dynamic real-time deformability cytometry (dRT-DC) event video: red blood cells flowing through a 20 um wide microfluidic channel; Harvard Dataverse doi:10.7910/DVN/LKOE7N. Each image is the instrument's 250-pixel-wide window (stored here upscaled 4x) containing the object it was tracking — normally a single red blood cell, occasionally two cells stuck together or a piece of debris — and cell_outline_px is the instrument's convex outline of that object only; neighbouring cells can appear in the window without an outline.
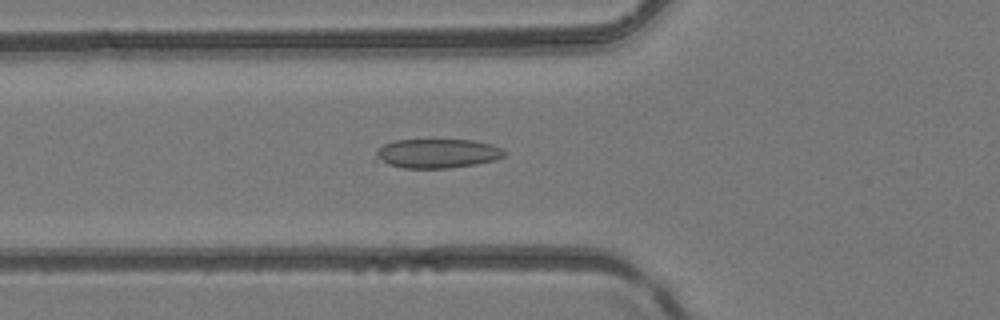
{"species": "common noctule bat (a hibernating species)", "species_latin": "Nyctalus noctula", "temperature_condition": "room temperature", "stored_images_in_passage": 51, "camera_frame_rate_fps": 3000, "um_per_image_px": 0.085, "animal": {"sex": "female", "body_mass_g": 24.6, "forearm_length_mm": 56.2}, "frame": {"image": 1, "passage_image": 19, "time_ms": 6.0, "image_size_px": [1000, 320], "cell_outline_px": [[504, 156], [496, 160], [476, 164], [448, 168], [404, 168], [388, 164], [376, 156], [376, 148], [392, 140], [472, 140], [492, 144], [504, 148]], "centroid_in_image_um": [37.2, 13.03], "position_along_channel_um": 88.6, "area_um2": 21.85}}
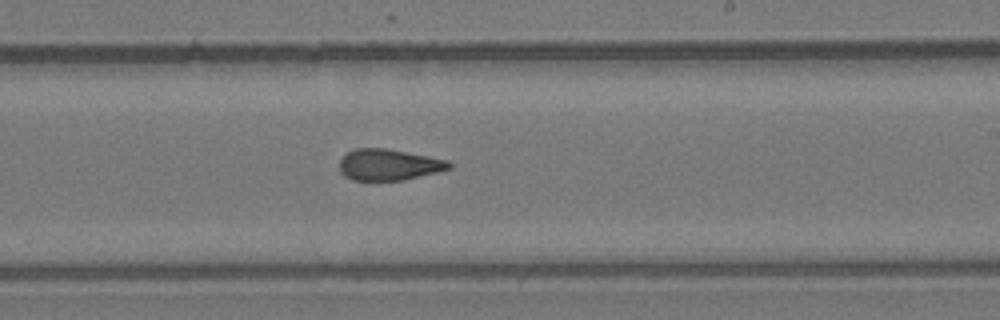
{"frame": {"image": 2, "passage_image": 31, "time_ms": 10.0, "image_size_px": [1000, 320], "cell_outline_px": [[452, 168], [404, 180], [352, 180], [344, 176], [340, 172], [340, 160], [348, 152], [356, 148], [384, 148], [428, 156], [448, 160], [452, 164]], "centroid_in_image_um": [33.04, 14.0], "position_along_channel_um": 256.0, "area_um2": 19.83}}
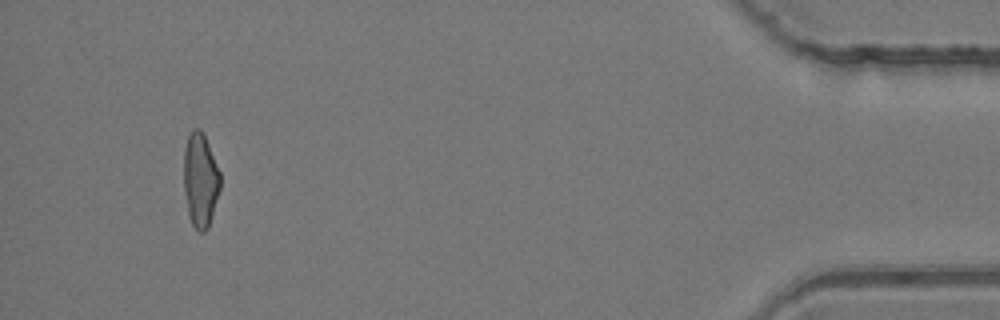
{"frame": {"image": 3, "passage_image": 48, "time_ms": 15.667, "image_size_px": [1000, 320], "cell_outline_px": [[220, 188], [208, 228], [204, 232], [200, 232], [192, 224], [188, 216], [184, 192], [184, 152], [188, 136], [192, 128], [200, 128], [204, 132], [220, 172]], "centroid_in_image_um": [17.02, 15.28], "position_along_channel_um": 418.2, "area_um2": 20.11}, "authors_computed_cell_mechanics": {"area_um2": 20.8658, "velocity_mm_per_s": 4.1569, "shape_relaxation_time_tau1_ms": null, "shape_relaxation_time_tau2_ms": 3.0446, "deformation_change_tau1": null, "deformation_change_tau2": 0.12}}